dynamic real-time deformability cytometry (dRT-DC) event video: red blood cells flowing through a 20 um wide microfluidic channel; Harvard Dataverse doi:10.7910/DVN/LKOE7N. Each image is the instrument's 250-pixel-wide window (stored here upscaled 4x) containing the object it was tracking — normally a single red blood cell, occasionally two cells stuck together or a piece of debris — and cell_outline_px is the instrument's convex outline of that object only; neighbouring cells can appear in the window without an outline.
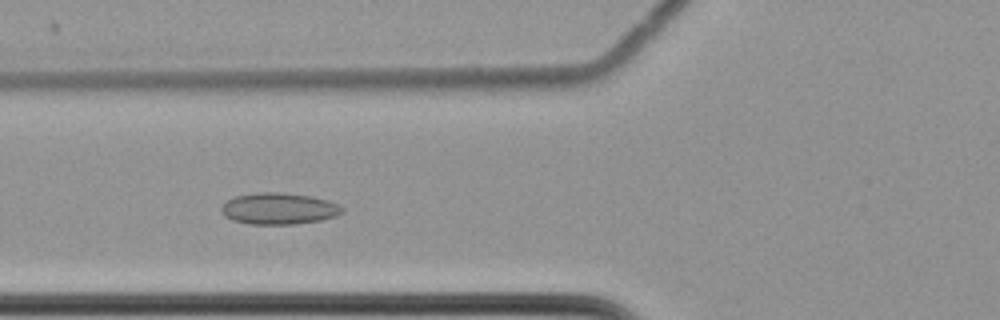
{"species": "common noctule bat (a hibernating species)", "species_latin": "Nyctalus noctula", "temperature_condition": "cold", "stored_images_in_passage": 59, "camera_frame_rate_fps": 3000, "um_per_image_px": 0.085, "animal": {"sex": "female", "body_mass_g": 22.7, "forearm_length_mm": 54.2}, "frame": {"image": 1, "passage_image": 22, "time_ms": 7.0, "image_size_px": [1000, 320], "cell_outline_px": [[344, 212], [336, 216], [320, 220], [296, 224], [248, 224], [232, 220], [224, 216], [220, 212], [220, 208], [228, 200], [236, 196], [256, 192], [280, 192], [312, 196], [328, 200], [344, 208]], "centroid_in_image_um": [23.69, 17.73], "position_along_channel_um": 102.1, "area_um2": 22.31}}
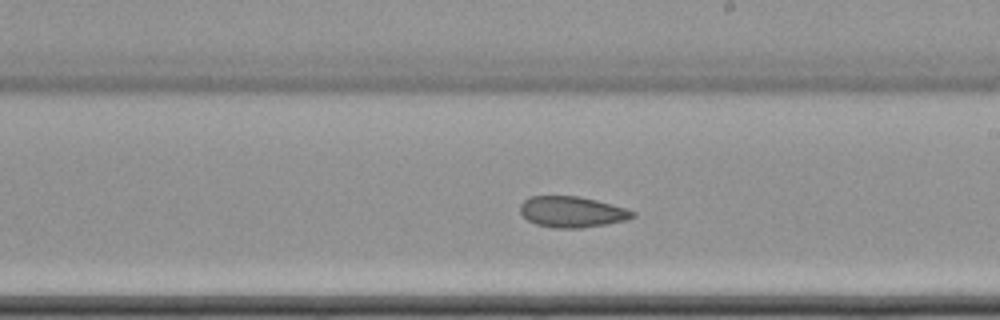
{"frame": {"image": 2, "passage_image": 34, "time_ms": 11.0, "image_size_px": [1000, 320], "cell_outline_px": [[636, 216], [628, 220], [608, 224], [580, 228], [556, 228], [536, 224], [528, 220], [520, 212], [520, 204], [524, 200], [532, 196], [580, 196], [596, 200], [624, 208], [636, 212]], "centroid_in_image_um": [48.64, 18.01], "position_along_channel_um": 240.4, "area_um2": 20.29}}
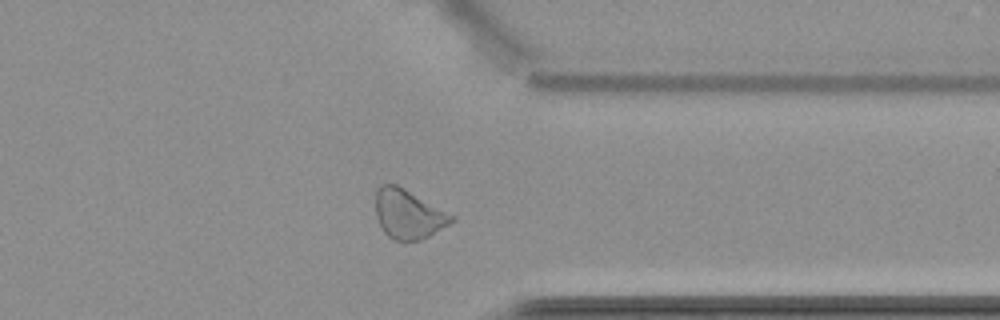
{"frame": {"image": 3, "passage_image": 46, "time_ms": 15.0, "image_size_px": [1000, 320], "cell_outline_px": [[456, 220], [428, 236], [420, 240], [404, 244], [392, 240], [384, 232], [376, 216], [376, 192], [380, 184], [396, 184], [404, 188], [456, 216]], "centroid_in_image_um": [34.71, 18.24], "position_along_channel_um": 376.7, "area_um2": 22.08}, "authors_computed_cell_mechanics": {"area_um2": 23.0044, "velocity_mm_per_s": 3.4618, "shape_relaxation_time_tau1_ms": null, "shape_relaxation_time_tau2_ms": 10.3095, "deformation_change_tau1": null, "deformation_change_tau2": 0.1497}}